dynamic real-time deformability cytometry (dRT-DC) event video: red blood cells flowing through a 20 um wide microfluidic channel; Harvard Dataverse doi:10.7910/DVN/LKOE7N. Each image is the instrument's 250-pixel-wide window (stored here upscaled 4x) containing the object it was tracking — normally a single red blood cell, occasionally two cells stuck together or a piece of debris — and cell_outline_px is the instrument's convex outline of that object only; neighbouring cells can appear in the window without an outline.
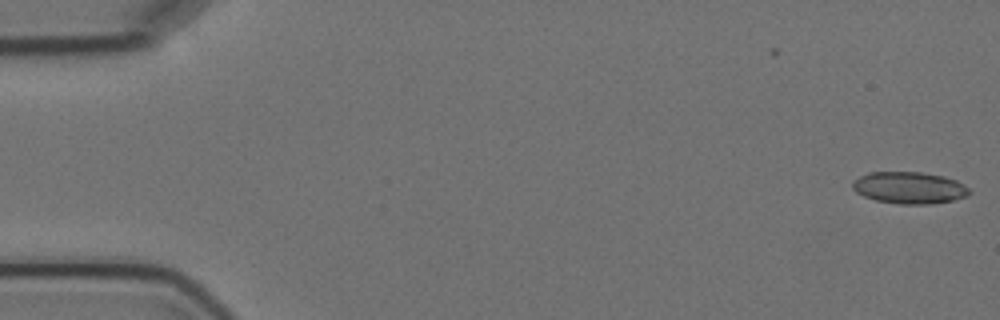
{"species": "Egyptian fruit bat (a non-hibernating species)", "species_latin": "Rousettus aegyptiacus", "temperature_condition": "cold", "stored_images_in_passage": 8, "camera_frame_rate_fps": 3000, "um_per_image_px": 0.085, "animal": {"sex": "female"}, "frame": {"image": 1, "passage_image": 1, "time_ms": 0.0, "image_size_px": [1000, 320], "cell_outline_px": [[972, 192], [968, 196], [952, 200], [932, 204], [896, 204], [876, 200], [864, 196], [856, 192], [852, 188], [852, 184], [860, 176], [868, 172], [920, 172], [944, 176], [956, 180], [964, 184]], "centroid_in_image_um": [77.31, 15.96], "position_along_channel_um": 7.7, "area_um2": 21.73}}